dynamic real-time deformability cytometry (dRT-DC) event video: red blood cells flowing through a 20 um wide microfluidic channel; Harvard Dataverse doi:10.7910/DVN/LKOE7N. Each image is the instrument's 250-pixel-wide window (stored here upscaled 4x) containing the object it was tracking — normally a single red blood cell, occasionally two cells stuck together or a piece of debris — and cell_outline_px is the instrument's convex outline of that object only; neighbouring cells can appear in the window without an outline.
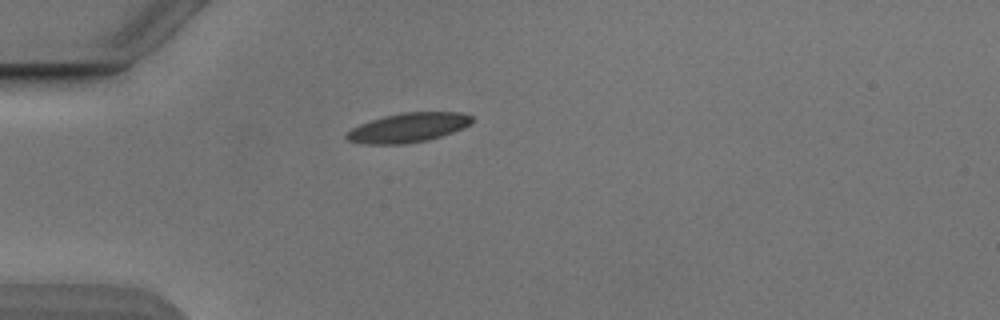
{"species": "Egyptian fruit bat (a non-hibernating species)", "species_latin": "Rousettus aegyptiacus", "temperature_condition": "cold", "stored_images_in_passage": 39, "camera_frame_rate_fps": 3000, "um_per_image_px": 0.085, "animal": {"sex": "male"}, "frame": {"image": 1, "passage_image": 1, "time_ms": 0.0, "image_size_px": [1000, 320], "cell_outline_px": [[472, 124], [464, 128], [428, 140], [404, 144], [364, 144], [348, 140], [344, 136], [352, 128], [360, 124], [384, 116], [404, 112], [460, 112], [472, 116]], "centroid_in_image_um": [34.71, 10.85], "position_along_channel_um": 50.3, "area_um2": 21.39}}
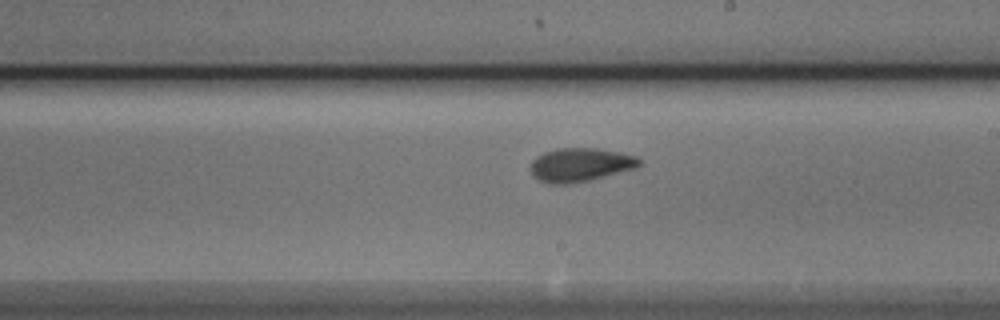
{"frame": {"image": 2, "passage_image": 17, "time_ms": 5.333, "image_size_px": [1000, 320], "cell_outline_px": [[644, 160], [636, 168], [592, 180], [572, 184], [548, 184], [532, 176], [532, 160], [536, 156], [544, 152], [556, 148], [596, 148], [620, 152], [636, 156]], "centroid_in_image_um": [49.35, 14.01], "position_along_channel_um": 239.7, "area_um2": 21.62}}
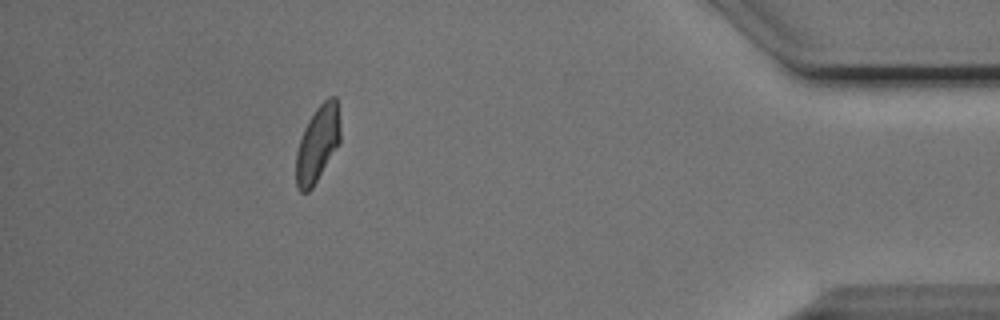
{"frame": {"image": 3, "passage_image": 34, "time_ms": 11.0, "image_size_px": [1000, 320], "cell_outline_px": [[340, 140], [312, 188], [308, 192], [300, 192], [296, 188], [296, 152], [304, 128], [308, 120], [316, 108], [328, 96], [336, 96], [340, 128]], "centroid_in_image_um": [26.97, 12.21], "position_along_channel_um": 408.2, "area_um2": 19.36}, "authors_computed_cell_mechanics": {"area_um2": 20.6924, "velocity_mm_per_s": 3.8528, "shape_relaxation_time_tau1_ms": 2.9393, "shape_relaxation_time_tau2_ms": 1.4082, "deformation_change_tau1": 0.1155, "deformation_change_tau2": 0.0627}}